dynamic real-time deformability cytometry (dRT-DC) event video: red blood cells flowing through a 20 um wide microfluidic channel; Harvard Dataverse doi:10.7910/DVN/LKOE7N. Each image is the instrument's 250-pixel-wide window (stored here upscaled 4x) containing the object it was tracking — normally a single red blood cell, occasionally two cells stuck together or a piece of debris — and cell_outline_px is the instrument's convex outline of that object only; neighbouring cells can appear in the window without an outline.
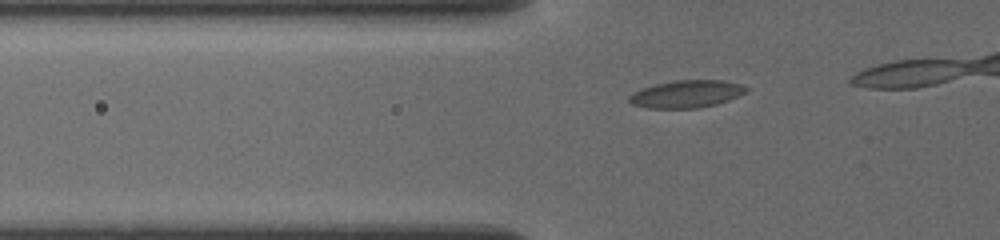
{"species": "common noctule bat (a hibernating species)", "species_latin": "Nyctalus noctula", "temperature_condition": "cold", "stored_images_in_passage": 11, "camera_frame_rate_fps": 3000, "um_per_image_px": 0.085, "animal": {"sex": "female", "body_mass_g": 19.5, "forearm_length_mm": 54.1}, "frame": {"image": 1, "passage_image": 5, "time_ms": 1.333, "image_size_px": [1000, 240], "cell_outline_px": [[748, 92], [728, 100], [716, 104], [700, 108], [648, 108], [632, 104], [628, 100], [628, 96], [632, 92], [656, 84], [676, 80], [724, 80], [740, 84], [748, 88]], "centroid_in_image_um": [58.36, 7.99], "position_along_channel_um": 67.4, "area_um2": 18.73}}
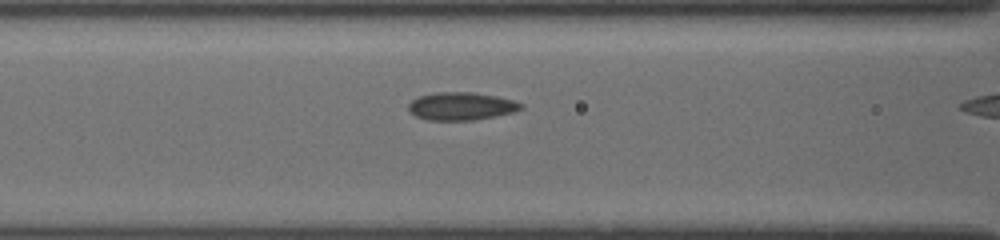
{"frame": {"image": 2, "passage_image": 10, "time_ms": 3.0, "image_size_px": [1000, 240], "cell_outline_px": [[524, 108], [512, 112], [496, 116], [472, 120], [428, 120], [416, 116], [408, 108], [408, 104], [412, 100], [420, 96], [436, 92], [472, 92], [496, 96], [512, 100], [524, 104]], "centroid_in_image_um": [39.22, 9.02], "position_along_channel_um": 127.4, "area_um2": 18.15}}